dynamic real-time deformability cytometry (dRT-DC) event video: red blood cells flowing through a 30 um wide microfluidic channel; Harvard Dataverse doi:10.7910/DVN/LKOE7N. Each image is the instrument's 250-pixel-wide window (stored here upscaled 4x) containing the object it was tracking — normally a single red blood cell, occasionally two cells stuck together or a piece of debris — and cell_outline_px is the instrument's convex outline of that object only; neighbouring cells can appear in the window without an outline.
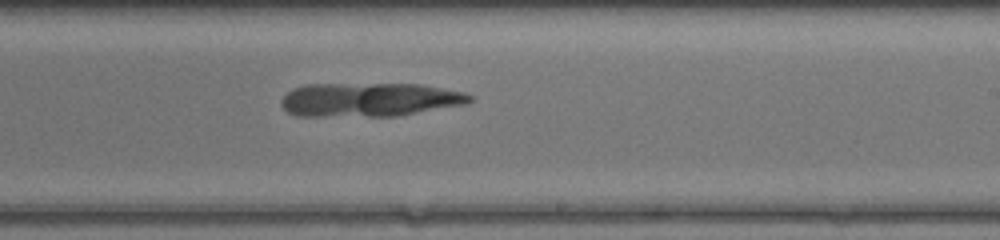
{"species": "common noctule bat (a hibernating species)", "species_latin": "Nyctalus noctula", "temperature_condition": "warm", "stored_images_in_passage": 34, "camera_frame_rate_fps": 3000, "um_per_image_px": 0.085, "animal": {"sex": "female", "body_mass_g": 17.0, "forearm_length_mm": 48.0}, "frame": {"image": 1, "passage_image": 19, "time_ms": 6.0, "image_size_px": [1000, 240], "cell_outline_px": [[472, 100], [464, 104], [396, 116], [296, 116], [288, 112], [280, 104], [284, 96], [292, 88], [308, 84], [420, 84], [460, 92], [472, 96]], "centroid_in_image_um": [31.33, 8.47], "position_along_channel_um": 257.7, "area_um2": 36.88}}
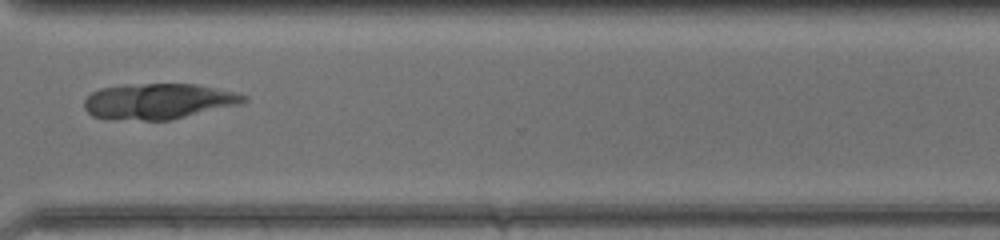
{"frame": {"image": 2, "passage_image": 26, "time_ms": 8.333, "image_size_px": [1000, 240], "cell_outline_px": [[248, 100], [236, 104], [172, 120], [144, 120], [92, 116], [84, 108], [84, 100], [92, 92], [100, 88], [144, 84], [196, 84], [236, 92], [248, 96]], "centroid_in_image_um": [13.48, 8.6], "position_along_channel_um": 357.1, "area_um2": 32.48}}
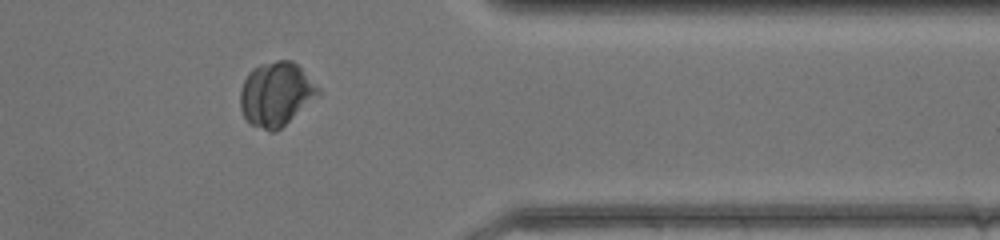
{"frame": {"image": 3, "passage_image": 29, "time_ms": 9.333, "image_size_px": [1000, 240], "cell_outline_px": [[320, 92], [276, 132], [272, 132], [252, 124], [244, 116], [240, 108], [240, 88], [248, 72], [252, 68], [260, 64], [276, 60], [292, 60], [300, 68]], "centroid_in_image_um": [23.39, 7.97], "position_along_channel_um": 388.0, "area_um2": 28.26}}